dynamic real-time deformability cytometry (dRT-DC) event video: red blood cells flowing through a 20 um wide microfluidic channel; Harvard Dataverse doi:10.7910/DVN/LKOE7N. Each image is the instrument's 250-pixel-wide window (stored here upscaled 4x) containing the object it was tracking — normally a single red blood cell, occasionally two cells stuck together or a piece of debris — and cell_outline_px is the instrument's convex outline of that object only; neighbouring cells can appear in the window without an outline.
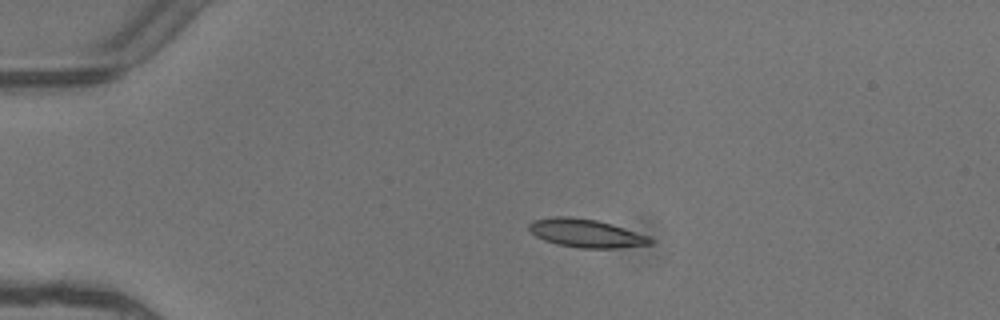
{"species": "common noctule bat (a hibernating species)", "species_latin": "Nyctalus noctula", "temperature_condition": "warm", "stored_images_in_passage": 5, "camera_frame_rate_fps": 3000, "um_per_image_px": 0.085, "animal": {"sex": "female"}, "frame": {"image": 1, "passage_image": 3, "time_ms": 0.667, "image_size_px": [1000, 320], "cell_outline_px": [[652, 244], [616, 248], [580, 248], [556, 244], [544, 240], [536, 236], [528, 228], [528, 224], [532, 220], [556, 216], [568, 216], [596, 220], [612, 224], [648, 236], [652, 240]], "centroid_in_image_um": [49.78, 19.82], "position_along_channel_um": 35.2, "area_um2": 19.88}}
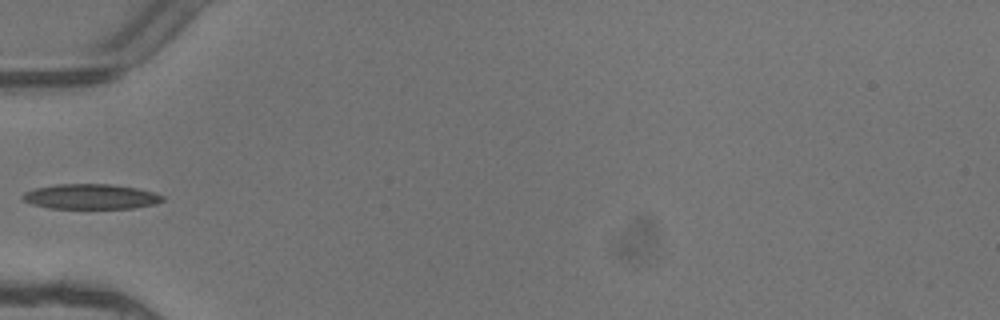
{"frame": {"image": 2, "passage_image": 5, "time_ms": 1.333, "image_size_px": [1000, 320], "cell_outline_px": [[164, 200], [156, 204], [132, 208], [52, 208], [32, 204], [24, 200], [20, 196], [24, 192], [36, 188], [56, 184], [112, 184], [136, 188], [152, 192], [164, 196]], "centroid_in_image_um": [7.72, 16.7], "position_along_channel_um": 77.3, "area_um2": 20.35}}